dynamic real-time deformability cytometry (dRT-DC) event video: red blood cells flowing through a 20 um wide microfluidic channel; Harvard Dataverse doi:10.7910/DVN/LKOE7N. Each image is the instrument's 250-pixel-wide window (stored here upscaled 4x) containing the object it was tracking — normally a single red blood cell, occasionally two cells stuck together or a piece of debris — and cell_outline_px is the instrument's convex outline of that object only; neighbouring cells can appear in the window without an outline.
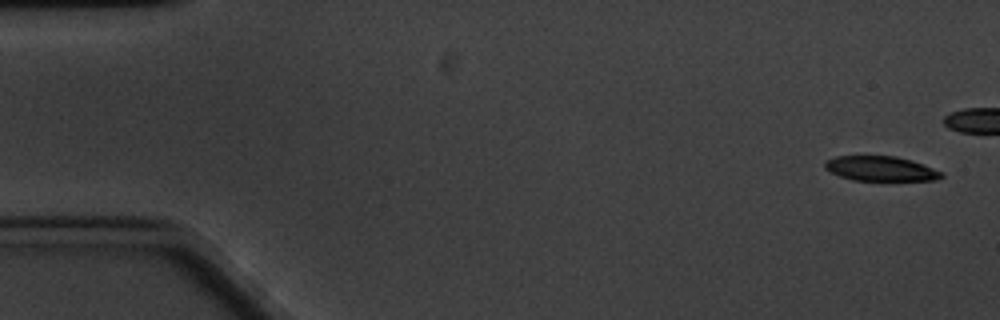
{"species": "common noctule bat (a hibernating species)", "species_latin": "Nyctalus noctula", "temperature_condition": "cold", "stored_images_in_passage": 47, "camera_frame_rate_fps": 3000, "um_per_image_px": 0.085, "animal": {"sex": "male", "body_mass_g": 20.1, "forearm_length_mm": 53.5}, "frame": {"image": 1, "passage_image": 1, "time_ms": 0.0, "image_size_px": [1000, 320], "cell_outline_px": [[944, 176], [936, 180], [852, 180], [840, 176], [824, 168], [824, 160], [836, 156], [896, 156], [912, 160], [944, 172]], "centroid_in_image_um": [74.86, 14.33], "position_along_channel_um": 10.1, "area_um2": 16.88}}
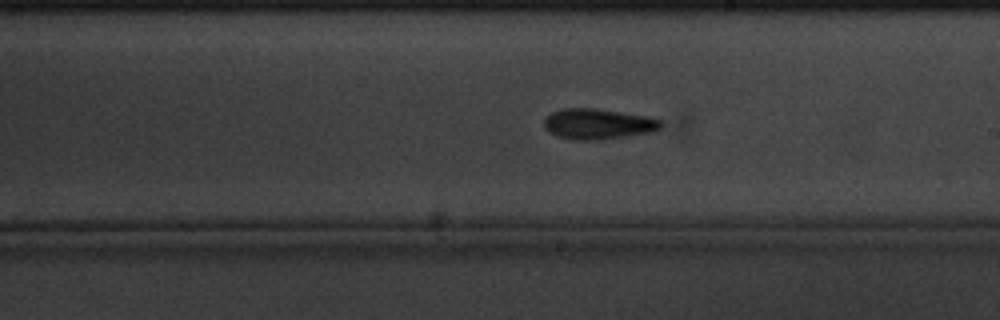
{"frame": {"image": 2, "passage_image": 33, "time_ms": 10.667, "image_size_px": [1000, 320], "cell_outline_px": [[664, 124], [660, 128], [652, 132], [628, 136], [600, 140], [572, 140], [556, 136], [548, 132], [544, 128], [544, 116], [552, 112], [564, 108], [596, 108], [648, 116], [660, 120]], "centroid_in_image_um": [50.81, 10.54], "position_along_channel_um": 238.2, "area_um2": 21.15}}
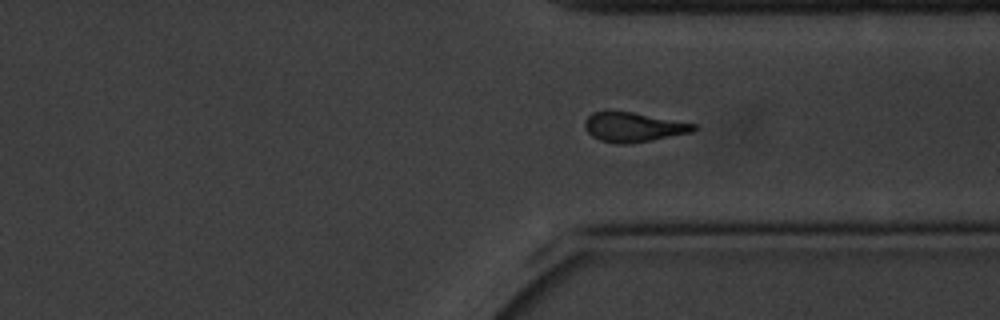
{"frame": {"image": 3, "passage_image": 44, "time_ms": 14.333, "image_size_px": [1000, 320], "cell_outline_px": [[700, 128], [692, 132], [628, 144], [616, 144], [600, 140], [592, 136], [584, 128], [584, 120], [592, 112], [632, 112], [696, 124]], "centroid_in_image_um": [53.83, 10.81], "position_along_channel_um": 357.6, "area_um2": 18.55}}